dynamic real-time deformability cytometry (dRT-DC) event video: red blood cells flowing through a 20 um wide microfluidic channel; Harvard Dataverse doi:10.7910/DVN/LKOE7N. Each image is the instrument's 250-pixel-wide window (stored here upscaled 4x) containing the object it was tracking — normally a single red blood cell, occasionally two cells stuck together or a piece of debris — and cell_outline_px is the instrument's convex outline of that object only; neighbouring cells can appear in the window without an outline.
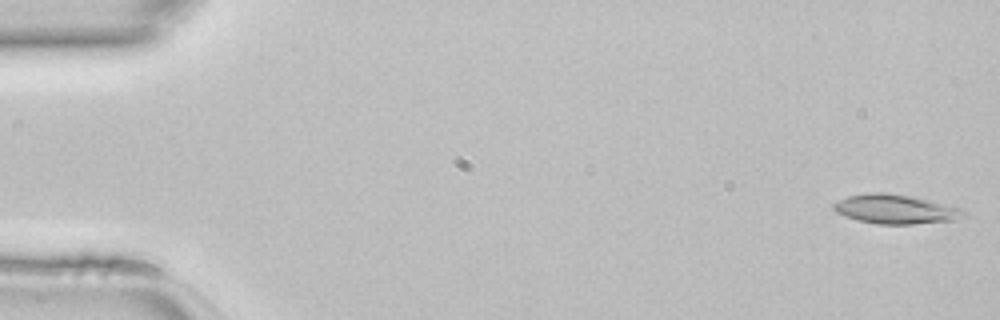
{"species": "common noctule bat (a hibernating species)", "species_latin": "Nyctalus noctula", "temperature_condition": "room temperature", "stored_images_in_passage": 46, "camera_frame_rate_fps": 3000, "um_per_image_px": 0.085, "animal": {"sex": "female", "body_mass_g": 22.7, "forearm_length_mm": 54.2}, "frame": {"image": 1, "passage_image": 1, "time_ms": 0.0, "image_size_px": [1000, 320], "cell_outline_px": [[964, 212], [952, 220], [912, 224], [876, 224], [860, 220], [836, 212], [832, 208], [832, 204], [848, 196], [872, 192], [884, 192], [912, 196], [960, 208]], "centroid_in_image_um": [76.04, 17.77], "position_along_channel_um": 9.0, "area_um2": 21.56}}
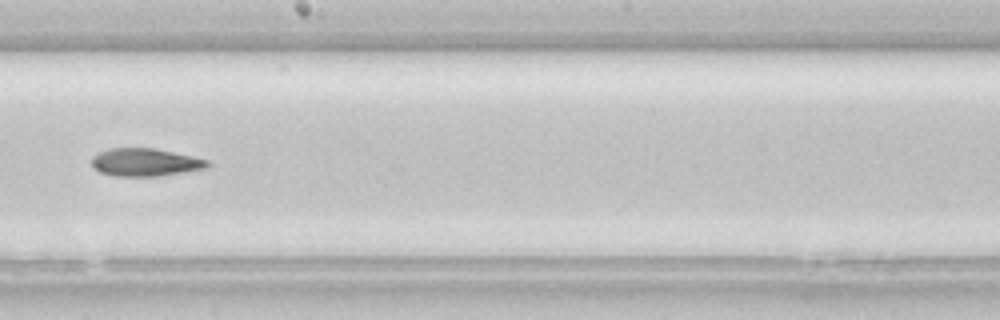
{"frame": {"image": 2, "passage_image": 26, "time_ms": 8.333, "image_size_px": [1000, 320], "cell_outline_px": [[212, 164], [208, 168], [160, 176], [116, 176], [100, 172], [92, 164], [92, 156], [108, 148], [152, 148], [192, 156], [208, 160]], "centroid_in_image_um": [12.37, 13.8], "position_along_channel_um": 235.8, "area_um2": 18.73}}
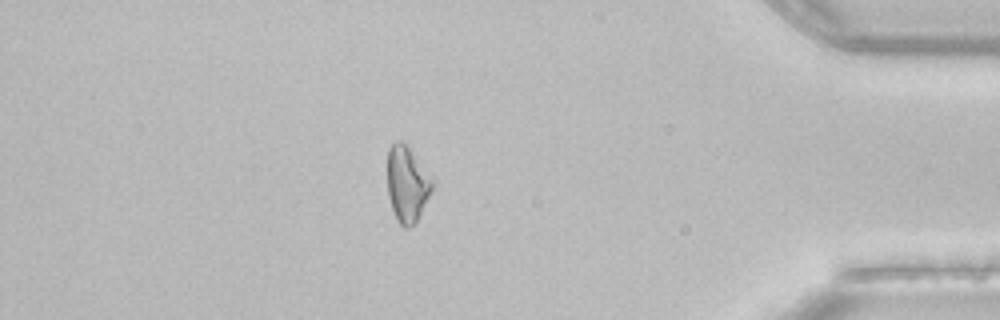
{"frame": {"image": 3, "passage_image": 40, "time_ms": 13.0, "image_size_px": [1000, 320], "cell_outline_px": [[436, 184], [416, 220], [408, 228], [404, 228], [396, 220], [388, 196], [388, 148], [396, 140], [400, 140], [408, 148]], "centroid_in_image_um": [34.59, 15.66], "position_along_channel_um": 400.6, "area_um2": 19.42}}